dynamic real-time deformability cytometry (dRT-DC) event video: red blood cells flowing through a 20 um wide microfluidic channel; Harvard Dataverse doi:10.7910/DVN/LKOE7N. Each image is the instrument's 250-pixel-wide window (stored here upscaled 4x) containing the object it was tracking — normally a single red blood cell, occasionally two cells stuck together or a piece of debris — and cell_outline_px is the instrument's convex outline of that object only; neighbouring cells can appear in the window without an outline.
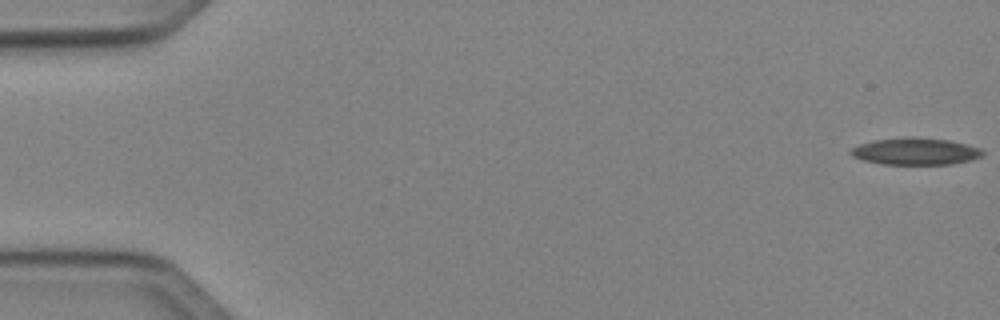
{"species": "Egyptian fruit bat (a non-hibernating species)", "species_latin": "Rousettus aegyptiacus", "temperature_condition": "cold", "stored_images_in_passage": 51, "camera_frame_rate_fps": 3000, "um_per_image_px": 0.085, "animal": {"sex": "female"}, "frame": {"image": 1, "passage_image": 1, "time_ms": 0.0, "image_size_px": [1000, 320], "cell_outline_px": [[984, 152], [980, 156], [972, 160], [952, 164], [884, 164], [864, 160], [852, 156], [848, 152], [852, 148], [860, 144], [872, 140], [948, 140], [980, 148]], "centroid_in_image_um": [77.81, 12.92], "position_along_channel_um": 7.2, "area_um2": 19.54}}
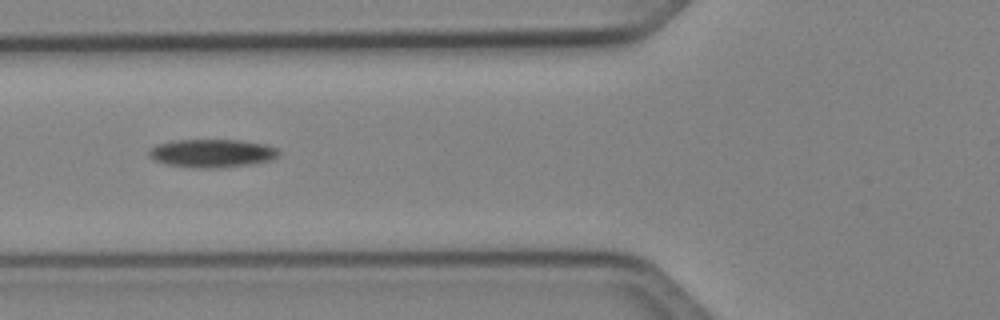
{"frame": {"image": 2, "passage_image": 20, "time_ms": 6.333, "image_size_px": [1000, 320], "cell_outline_px": [[280, 152], [272, 160], [252, 164], [224, 168], [192, 168], [164, 164], [148, 156], [148, 152], [156, 144], [172, 140], [240, 140], [264, 144], [276, 148]], "centroid_in_image_um": [18.0, 13.03], "position_along_channel_um": 107.8, "area_um2": 21.56}}
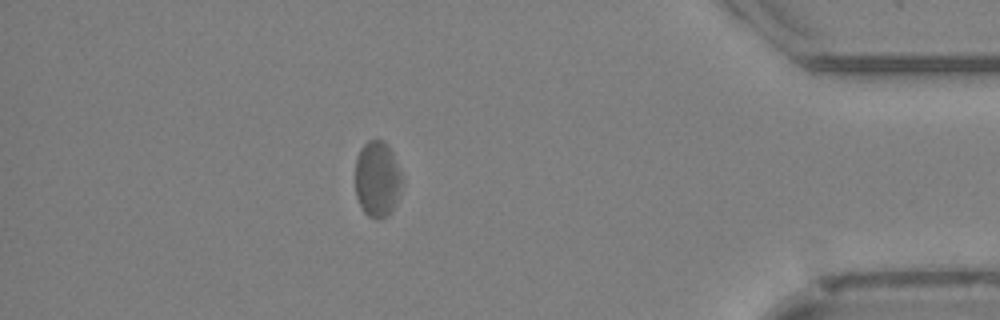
{"frame": {"image": 3, "passage_image": 45, "time_ms": 14.667, "image_size_px": [1000, 320], "cell_outline_px": [[404, 184], [392, 212], [388, 216], [380, 220], [376, 220], [368, 216], [364, 212], [356, 196], [356, 160], [360, 148], [368, 140], [384, 140], [388, 144], [392, 152], [400, 172]], "centroid_in_image_um": [32.09, 15.25], "position_along_channel_um": 403.1, "area_um2": 21.04}}